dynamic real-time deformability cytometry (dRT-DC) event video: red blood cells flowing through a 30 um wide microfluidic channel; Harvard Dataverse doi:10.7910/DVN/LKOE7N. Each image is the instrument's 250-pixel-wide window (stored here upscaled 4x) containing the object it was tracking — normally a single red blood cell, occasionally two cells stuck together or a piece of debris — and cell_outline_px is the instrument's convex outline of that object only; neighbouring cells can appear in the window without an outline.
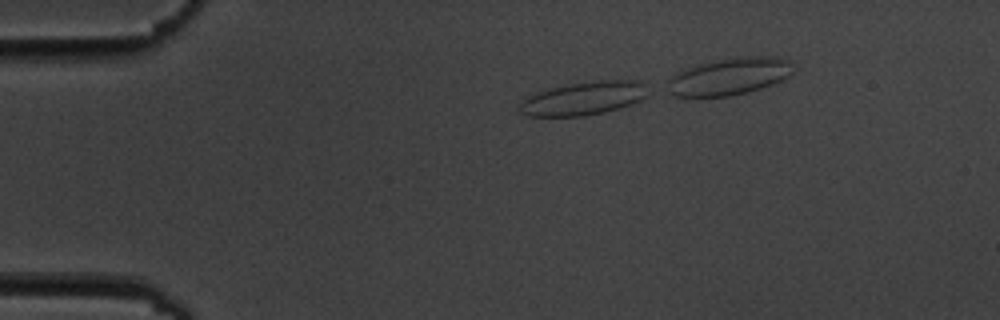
{"species": "common noctule bat (a hibernating species)", "species_latin": "Nyctalus noctula", "temperature_condition": "cold", "stored_images_in_passage": 6, "camera_frame_rate_fps": 3000, "um_per_image_px": 0.085, "animal": {"sex": "male", "body_mass_g": 19.5, "forearm_length_mm": 54.6}, "frame": {"image": 1, "passage_image": 2, "time_ms": 1.333, "image_size_px": [1000, 320], "cell_outline_px": [[648, 96], [632, 104], [604, 112], [584, 116], [528, 116], [520, 112], [516, 104], [528, 96], [536, 92], [548, 88], [596, 80], [640, 80], [644, 84]], "centroid_in_image_um": [49.57, 8.36], "position_along_channel_um": 35.4, "area_um2": 25.09}}